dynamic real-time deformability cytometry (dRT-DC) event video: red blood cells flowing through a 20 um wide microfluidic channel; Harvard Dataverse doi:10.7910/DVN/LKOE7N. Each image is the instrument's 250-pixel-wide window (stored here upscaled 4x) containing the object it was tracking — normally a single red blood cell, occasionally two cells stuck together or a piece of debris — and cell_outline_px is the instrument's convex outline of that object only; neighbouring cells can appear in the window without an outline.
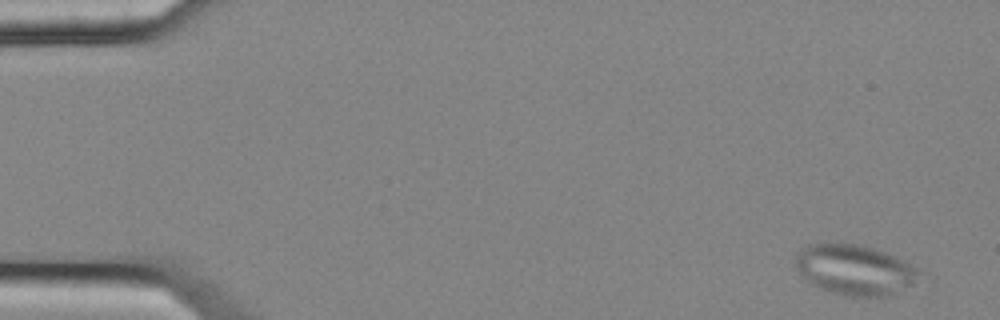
{"species": "common noctule bat (a hibernating species)", "species_latin": "Nyctalus noctula", "temperature_condition": "cold", "stored_images_in_passage": 4, "camera_frame_rate_fps": 3000, "um_per_image_px": 0.085, "animal": {"sex": "female", "body_mass_g": 25.1}, "frame": {"image": 1, "passage_image": 1, "time_ms": 0.0, "image_size_px": [1000, 320], "cell_outline_px": [[920, 272], [912, 284], [888, 296], [844, 296], [820, 288], [812, 284], [796, 268], [796, 252], [800, 248], [808, 244], [836, 240], [860, 244], [888, 252], [904, 260], [916, 268]], "centroid_in_image_um": [72.6, 22.87], "position_along_channel_um": 12.4, "area_um2": 36.7}}